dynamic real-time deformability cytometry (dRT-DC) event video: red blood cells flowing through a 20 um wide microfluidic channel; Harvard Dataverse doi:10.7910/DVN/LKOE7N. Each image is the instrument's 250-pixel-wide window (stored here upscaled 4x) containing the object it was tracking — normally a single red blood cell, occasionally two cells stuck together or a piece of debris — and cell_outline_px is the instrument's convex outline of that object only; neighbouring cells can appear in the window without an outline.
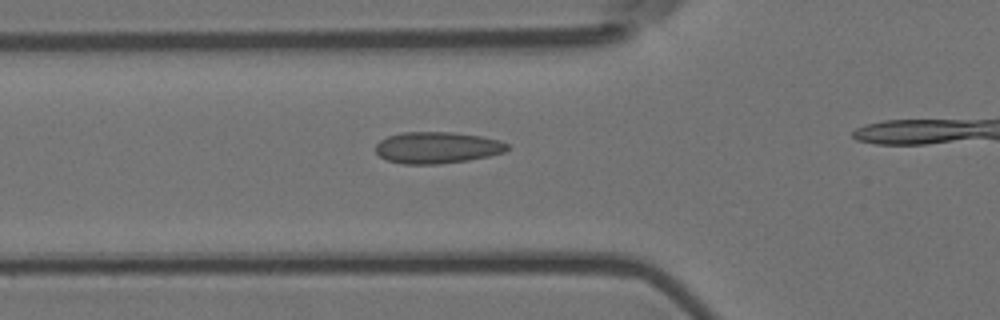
{"species": "Egyptian fruit bat (a non-hibernating species)", "species_latin": "Rousettus aegyptiacus", "temperature_condition": "room temperature", "stored_images_in_passage": 17, "camera_frame_rate_fps": 3000, "um_per_image_px": 0.085, "animal": {"sex": "female"}, "frame": {"image": 1, "passage_image": 12, "time_ms": 3.667, "image_size_px": [1000, 320], "cell_outline_px": [[508, 148], [504, 152], [488, 156], [468, 160], [440, 164], [404, 164], [388, 160], [380, 156], [376, 152], [376, 144], [380, 140], [388, 136], [400, 132], [452, 132], [480, 136], [500, 140], [508, 144]], "centroid_in_image_um": [37.15, 12.54], "position_along_channel_um": 88.7, "area_um2": 24.16}}
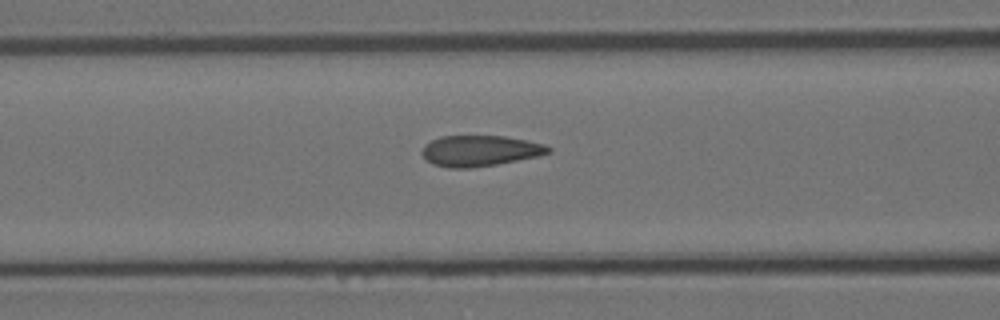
{"frame": {"image": 2, "passage_image": 15, "time_ms": 4.667, "image_size_px": [1000, 320], "cell_outline_px": [[552, 152], [540, 156], [496, 164], [472, 168], [448, 168], [432, 164], [420, 152], [424, 144], [440, 136], [504, 136], [544, 144], [552, 148]], "centroid_in_image_um": [40.79, 12.82], "position_along_channel_um": 125.8, "area_um2": 22.77}}